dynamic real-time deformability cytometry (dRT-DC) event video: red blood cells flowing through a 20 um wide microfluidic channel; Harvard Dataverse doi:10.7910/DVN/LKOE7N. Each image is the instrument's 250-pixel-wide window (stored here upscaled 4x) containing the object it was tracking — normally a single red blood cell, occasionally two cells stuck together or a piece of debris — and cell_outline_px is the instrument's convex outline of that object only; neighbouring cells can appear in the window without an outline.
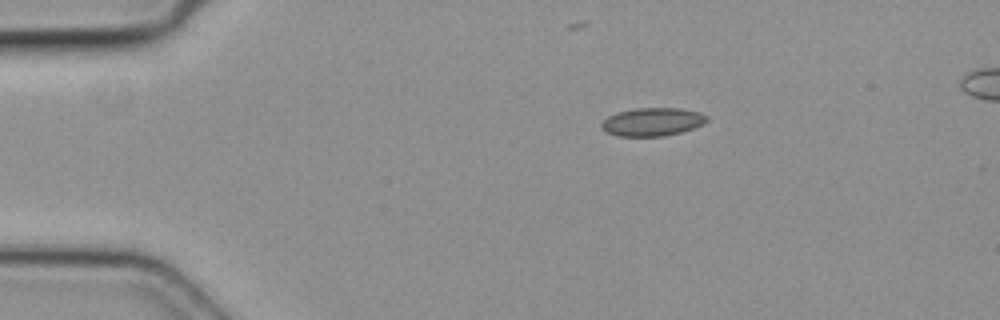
{"species": "common noctule bat (a hibernating species)", "species_latin": "Nyctalus noctula", "temperature_condition": "cold", "stored_images_in_passage": 4, "camera_frame_rate_fps": 3000, "um_per_image_px": 0.085, "animal": {"sex": "female", "body_mass_g": 19.3, "forearm_length_mm": 54.1}, "frame": {"image": 1, "passage_image": 1, "time_ms": 0.0, "image_size_px": [1000, 320], "cell_outline_px": [[708, 120], [704, 124], [680, 132], [664, 136], [616, 136], [608, 132], [600, 124], [608, 116], [616, 112], [636, 108], [680, 108], [700, 112], [708, 116]], "centroid_in_image_um": [55.48, 10.35], "position_along_channel_um": 29.5, "area_um2": 17.28}}
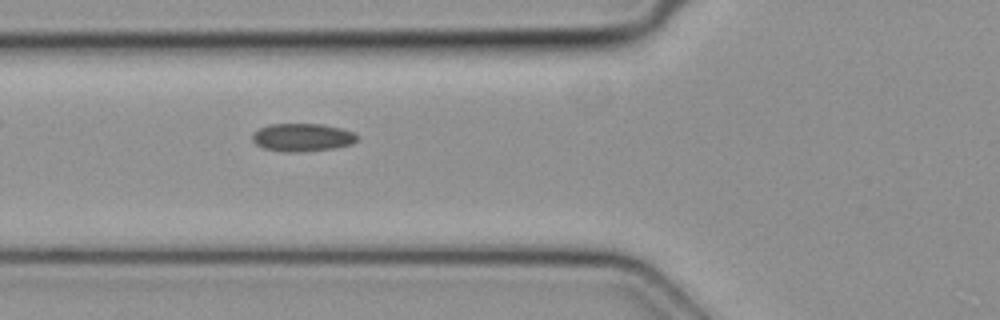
{"frame": {"image": 2, "passage_image": 4, "time_ms": 1.0, "image_size_px": [1000, 320], "cell_outline_px": [[356, 140], [352, 144], [332, 148], [288, 152], [284, 152], [264, 148], [256, 144], [252, 140], [252, 136], [260, 128], [272, 124], [324, 124], [340, 128], [352, 132], [356, 136]], "centroid_in_image_um": [25.68, 11.67], "position_along_channel_um": 100.1, "area_um2": 16.65}}